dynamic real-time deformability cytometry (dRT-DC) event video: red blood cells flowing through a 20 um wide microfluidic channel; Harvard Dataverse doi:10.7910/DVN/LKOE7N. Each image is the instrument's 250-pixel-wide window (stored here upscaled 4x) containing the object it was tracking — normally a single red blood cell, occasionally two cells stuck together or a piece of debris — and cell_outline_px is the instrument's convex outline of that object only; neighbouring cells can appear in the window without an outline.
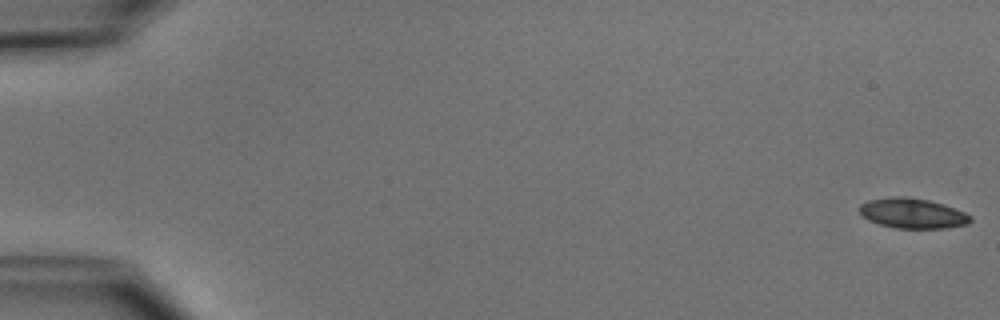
{"species": "common noctule bat (a hibernating species)", "species_latin": "Nyctalus noctula", "temperature_condition": "cold", "stored_images_in_passage": 10, "camera_frame_rate_fps": 3000, "um_per_image_px": 0.085, "animal": {"sex": "male", "body_mass_g": 15.6}, "frame": {"image": 1, "passage_image": 1, "time_ms": 0.0, "image_size_px": [1000, 320], "cell_outline_px": [[972, 220], [968, 224], [944, 228], [896, 228], [880, 224], [868, 220], [860, 212], [860, 204], [868, 200], [896, 196], [904, 196], [928, 200], [944, 204], [964, 212], [972, 216]], "centroid_in_image_um": [77.58, 18.13], "position_along_channel_um": 7.4, "area_um2": 19.36}}